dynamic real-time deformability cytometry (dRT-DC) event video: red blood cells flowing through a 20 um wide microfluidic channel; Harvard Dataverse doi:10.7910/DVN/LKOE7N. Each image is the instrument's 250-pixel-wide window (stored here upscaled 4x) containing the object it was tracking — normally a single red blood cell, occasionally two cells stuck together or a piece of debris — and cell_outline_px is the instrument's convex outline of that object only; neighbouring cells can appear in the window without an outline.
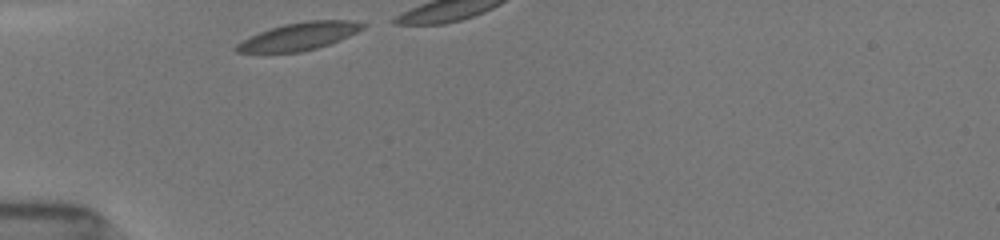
{"species": "common noctule bat (a hibernating species)", "species_latin": "Nyctalus noctula", "temperature_condition": "room temperature", "stored_images_in_passage": 8, "camera_frame_rate_fps": 3000, "um_per_image_px": 0.085, "animal": {"sex": "female", "body_mass_g": 19.5, "forearm_length_mm": 54.1}, "frame": {"image": 1, "passage_image": 1, "time_ms": 0.0, "image_size_px": [1000, 240], "cell_outline_px": [[368, 24], [364, 28], [340, 40], [316, 48], [300, 52], [236, 52], [232, 48], [236, 44], [260, 32], [284, 24], [308, 20], [352, 20]], "centroid_in_image_um": [25.46, 3.08], "position_along_channel_um": 59.5, "area_um2": 20.06}}